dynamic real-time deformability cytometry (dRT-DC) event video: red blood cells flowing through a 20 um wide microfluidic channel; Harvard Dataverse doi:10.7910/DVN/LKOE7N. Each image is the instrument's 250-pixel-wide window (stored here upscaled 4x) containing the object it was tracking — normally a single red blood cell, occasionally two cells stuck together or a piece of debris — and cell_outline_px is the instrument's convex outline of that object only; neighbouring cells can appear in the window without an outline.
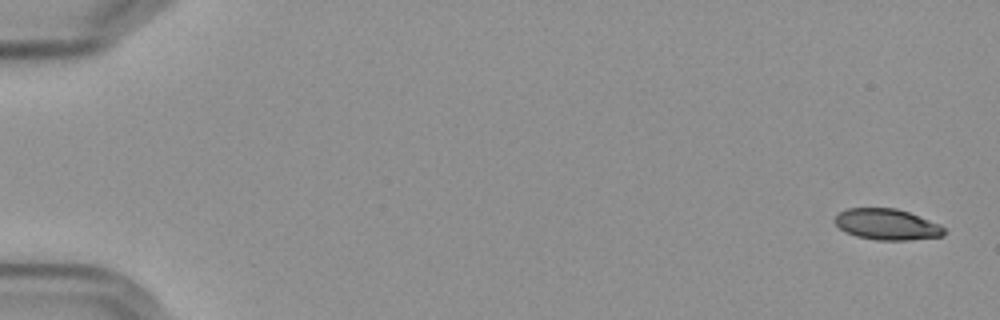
{"species": "Egyptian fruit bat (a non-hibernating species)", "species_latin": "Rousettus aegyptiacus", "temperature_condition": "cold", "stored_images_in_passage": 56, "camera_frame_rate_fps": 3000, "um_per_image_px": 0.085, "frame": {"image": 1, "passage_image": 1, "time_ms": 0.0, "image_size_px": [1000, 320], "cell_outline_px": [[944, 232], [940, 236], [908, 240], [876, 240], [856, 236], [840, 228], [832, 220], [840, 212], [848, 208], [896, 208], [908, 212], [940, 224], [944, 228]], "centroid_in_image_um": [75.36, 19.07], "position_along_channel_um": 9.6, "area_um2": 19.54}}
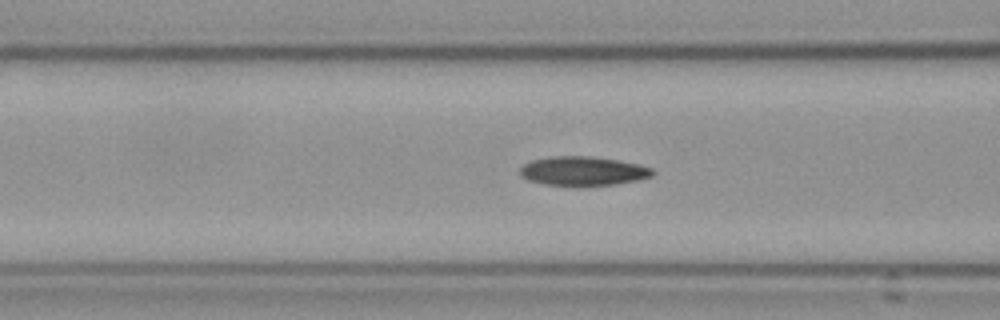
{"frame": {"image": 2, "passage_image": 23, "time_ms": 7.333, "image_size_px": [1000, 320], "cell_outline_px": [[656, 172], [652, 176], [640, 180], [616, 184], [544, 184], [528, 180], [520, 176], [520, 168], [524, 164], [532, 160], [552, 156], [588, 156], [616, 160], [640, 164], [652, 168]], "centroid_in_image_um": [49.58, 14.52], "position_along_channel_um": 117.0, "area_um2": 22.14}}
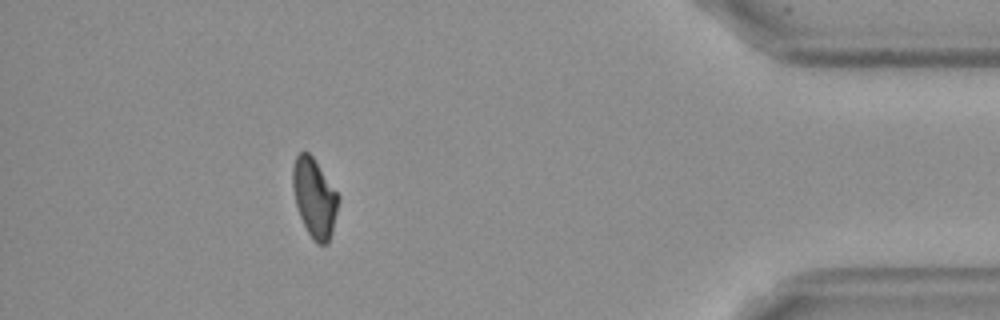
{"frame": {"image": 3, "passage_image": 51, "time_ms": 16.667, "image_size_px": [1000, 320], "cell_outline_px": [[340, 200], [332, 232], [328, 244], [316, 244], [308, 232], [300, 216], [296, 204], [292, 188], [292, 168], [296, 156], [300, 152], [308, 152], [312, 156], [340, 196]], "centroid_in_image_um": [26.73, 16.82], "position_along_channel_um": 408.5, "area_um2": 20.98}, "authors_computed_cell_mechanics": {"area_um2": 21.7039, "velocity_mm_per_s": 3.5999, "shape_relaxation_time_tau1_ms": 4.2787, "shape_relaxation_time_tau2_ms": 6.8539, "deformation_change_tau1": 0.1346, "deformation_change_tau2": 0.107}}